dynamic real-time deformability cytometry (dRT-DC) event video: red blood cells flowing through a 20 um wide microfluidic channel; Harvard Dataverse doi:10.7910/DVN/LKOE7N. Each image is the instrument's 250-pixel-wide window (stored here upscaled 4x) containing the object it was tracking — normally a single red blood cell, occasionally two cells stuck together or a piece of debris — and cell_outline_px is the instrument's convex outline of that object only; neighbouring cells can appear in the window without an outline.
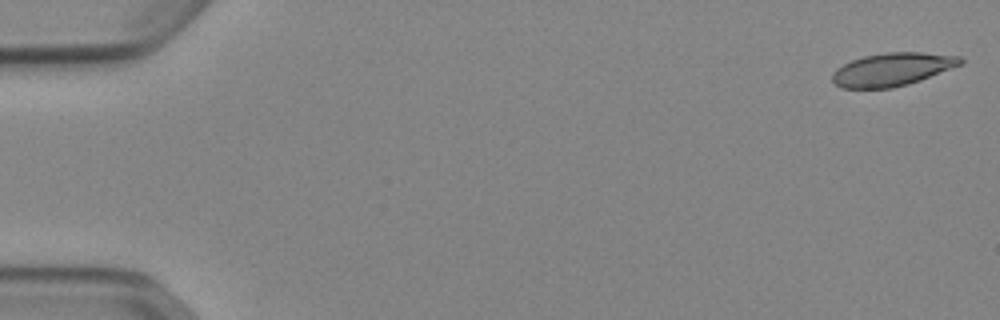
{"species": "Egyptian fruit bat (a non-hibernating species)", "species_latin": "Rousettus aegyptiacus", "temperature_condition": "cold", "stored_images_in_passage": 52, "camera_frame_rate_fps": 3000, "um_per_image_px": 0.085, "animal": {"sex": "female"}, "frame": {"image": 1, "passage_image": 1, "time_ms": 0.0, "image_size_px": [1000, 320], "cell_outline_px": [[964, 64], [920, 80], [908, 84], [892, 88], [840, 88], [832, 80], [832, 72], [836, 68], [852, 60], [864, 56], [888, 52], [920, 52], [960, 56], [964, 60]], "centroid_in_image_um": [75.86, 5.9], "position_along_channel_um": 9.1, "area_um2": 24.74}}
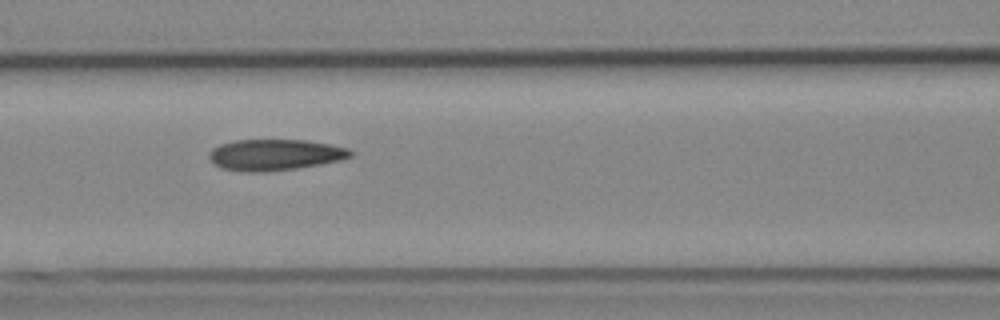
{"frame": {"image": 2, "passage_image": 23, "time_ms": 7.333, "image_size_px": [1000, 320], "cell_outline_px": [[352, 156], [340, 160], [320, 164], [296, 168], [268, 172], [244, 172], [220, 168], [208, 156], [208, 152], [212, 148], [220, 144], [236, 140], [304, 140], [328, 144], [348, 148], [352, 152]], "centroid_in_image_um": [23.33, 13.16], "position_along_channel_um": 143.3, "area_um2": 25.61}}
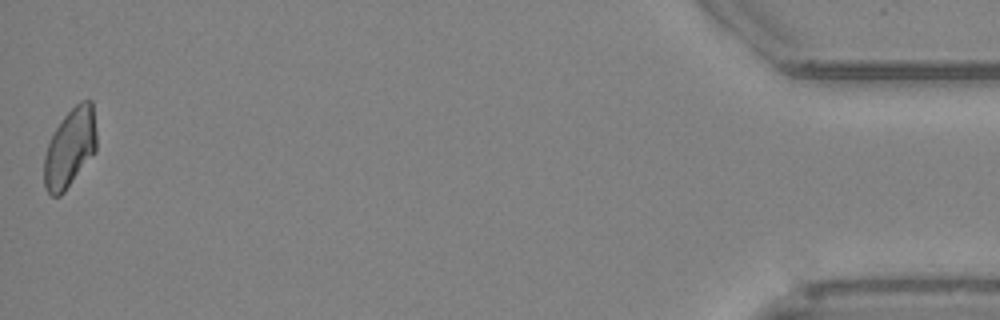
{"frame": {"image": 3, "passage_image": 52, "time_ms": 17.0, "image_size_px": [1000, 320], "cell_outline_px": [[96, 152], [64, 192], [60, 196], [52, 196], [44, 188], [44, 156], [48, 144], [56, 128], [64, 116], [80, 100], [92, 100], [96, 132]], "centroid_in_image_um": [5.95, 12.58], "position_along_channel_um": 429.2, "area_um2": 24.04}, "authors_computed_cell_mechanics": {"area_um2": 25.2297, "velocity_mm_per_s": 3.8842, "shape_relaxation_time_tau1_ms": 8.2446, "shape_relaxation_time_tau2_ms": 4.139, "deformation_change_tau1": 0.1778, "deformation_change_tau2": 0.1168}}